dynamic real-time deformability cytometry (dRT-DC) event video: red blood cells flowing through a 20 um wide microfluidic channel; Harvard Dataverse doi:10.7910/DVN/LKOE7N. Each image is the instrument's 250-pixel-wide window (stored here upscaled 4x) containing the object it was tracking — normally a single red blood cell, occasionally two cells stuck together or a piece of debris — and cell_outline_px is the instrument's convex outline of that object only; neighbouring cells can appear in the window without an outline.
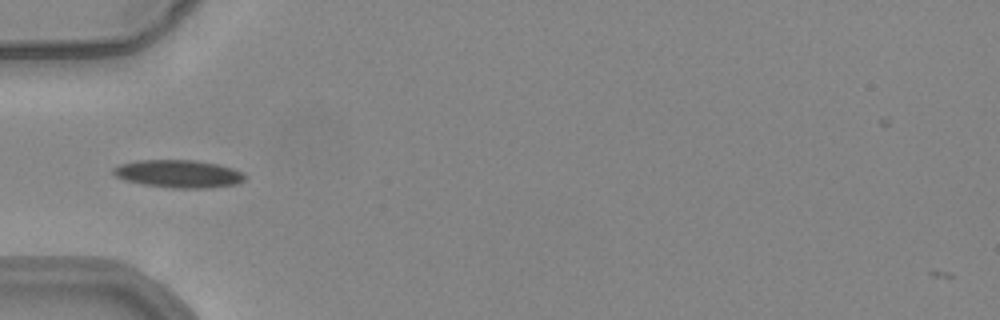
{"species": "common noctule bat (a hibernating species)", "species_latin": "Nyctalus noctula", "temperature_condition": "warm", "stored_images_in_passage": 36, "camera_frame_rate_fps": 3000, "um_per_image_px": 0.085, "animal": {"sex": "female", "body_mass_g": 24.6, "forearm_length_mm": 56.2}, "frame": {"image": 1, "passage_image": 1, "time_ms": 0.0, "image_size_px": [1000, 320], "cell_outline_px": [[248, 176], [244, 180], [236, 184], [208, 188], [172, 188], [140, 184], [124, 180], [116, 176], [112, 172], [112, 168], [120, 164], [136, 160], [192, 160], [216, 164], [232, 168], [244, 172]], "centroid_in_image_um": [15.17, 14.78], "position_along_channel_um": 69.8, "area_um2": 21.44}}
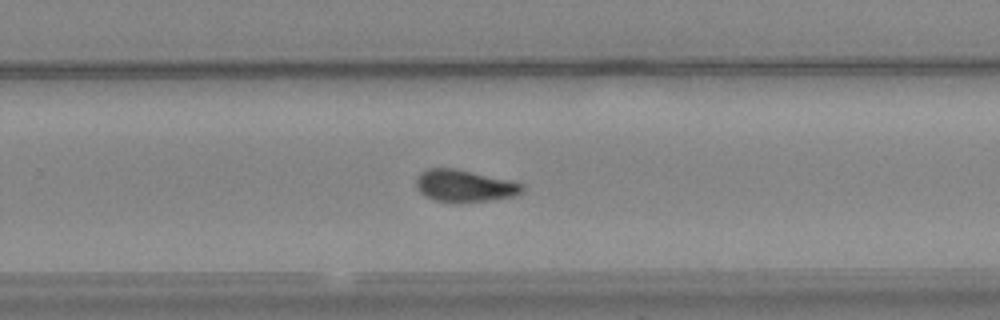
{"frame": {"image": 2, "passage_image": 18, "time_ms": 5.667, "image_size_px": [1000, 320], "cell_outline_px": [[524, 192], [516, 196], [492, 200], [436, 200], [424, 196], [416, 188], [416, 180], [420, 172], [428, 168], [456, 168], [512, 180], [524, 184]], "centroid_in_image_um": [39.53, 15.76], "position_along_channel_um": 290.3, "area_um2": 19.65}}
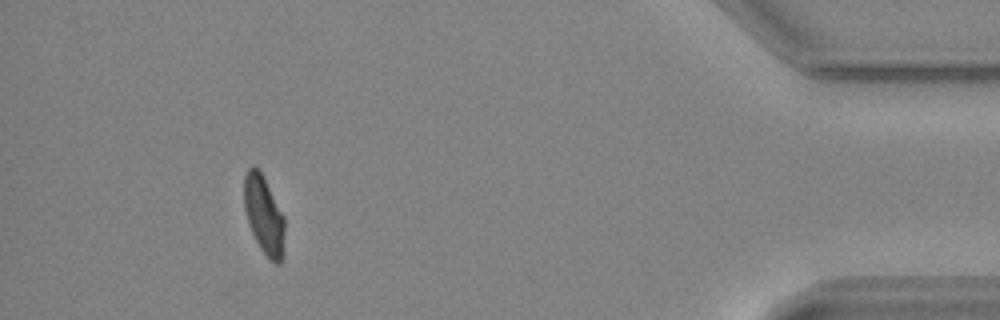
{"frame": {"image": 3, "passage_image": 32, "time_ms": 10.333, "image_size_px": [1000, 320], "cell_outline_px": [[284, 252], [280, 264], [276, 264], [260, 248], [252, 232], [244, 208], [244, 176], [248, 168], [252, 164], [260, 172], [284, 216]], "centroid_in_image_um": [22.43, 18.29], "position_along_channel_um": 412.8, "area_um2": 18.15}, "authors_computed_cell_mechanics": {"area_um2": 19.8254, "velocity_mm_per_s": 3.8822, "shape_relaxation_time_tau1_ms": 5.9118, "shape_relaxation_time_tau2_ms": 1.8505, "deformation_change_tau1": 0.1594, "deformation_change_tau2": 0.0676}}